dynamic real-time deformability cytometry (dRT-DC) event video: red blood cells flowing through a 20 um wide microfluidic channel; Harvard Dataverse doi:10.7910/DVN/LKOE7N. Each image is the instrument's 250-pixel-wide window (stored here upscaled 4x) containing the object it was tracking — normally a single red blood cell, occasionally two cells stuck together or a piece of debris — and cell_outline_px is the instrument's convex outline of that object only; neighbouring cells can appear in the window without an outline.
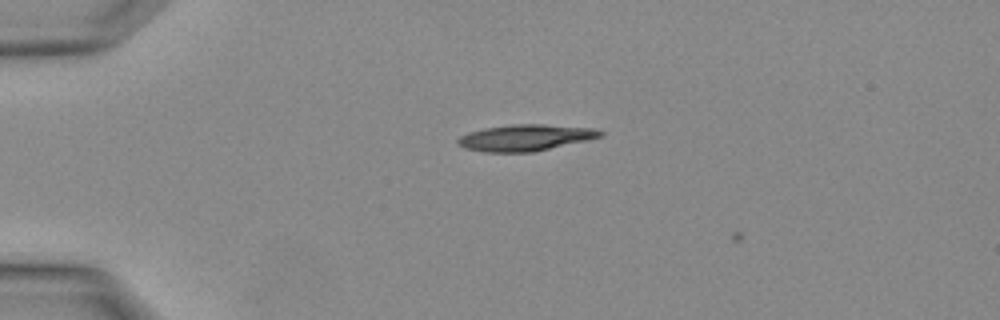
{"species": "Egyptian fruit bat (a non-hibernating species)", "species_latin": "Rousettus aegyptiacus", "temperature_condition": "warm", "stored_images_in_passage": 1, "camera_frame_rate_fps": 3000, "um_per_image_px": 0.085, "animal": {"sex": "female"}, "frame": {"image": 1, "passage_image": 1, "time_ms": 0.0, "image_size_px": [1000, 320], "cell_outline_px": [[604, 132], [600, 136], [588, 140], [532, 152], [484, 152], [464, 148], [456, 144], [456, 140], [460, 136], [468, 132], [484, 128], [512, 124], [544, 124], [596, 128]], "centroid_in_image_um": [44.62, 11.7], "position_along_channel_um": 40.4, "area_um2": 21.96}}